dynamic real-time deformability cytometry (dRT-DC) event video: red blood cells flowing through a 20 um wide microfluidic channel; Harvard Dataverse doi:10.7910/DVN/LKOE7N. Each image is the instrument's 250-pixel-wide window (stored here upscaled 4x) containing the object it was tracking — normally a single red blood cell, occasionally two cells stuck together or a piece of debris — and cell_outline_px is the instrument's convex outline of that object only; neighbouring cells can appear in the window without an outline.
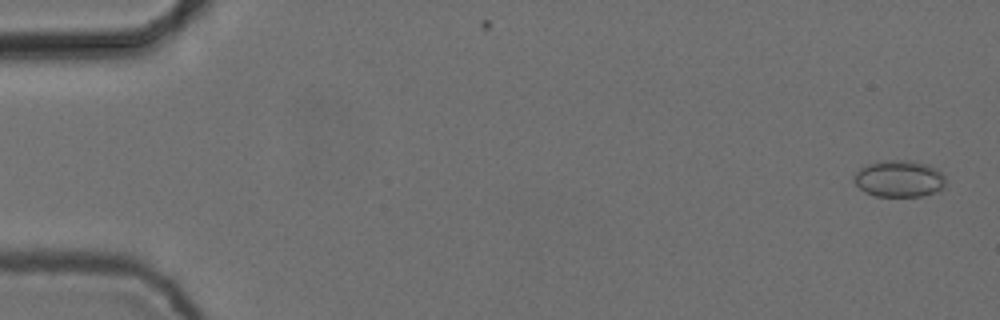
{"species": "common noctule bat (a hibernating species)", "species_latin": "Nyctalus noctula", "temperature_condition": "cold", "stored_images_in_passage": 5, "camera_frame_rate_fps": 3000, "um_per_image_px": 0.085, "animal": {"sex": "female", "body_mass_g": 24.6, "forearm_length_mm": 56.2}, "frame": {"image": 1, "passage_image": 1, "time_ms": 0.0, "image_size_px": [1000, 320], "cell_outline_px": [[944, 188], [940, 192], [920, 196], [876, 196], [864, 192], [852, 180], [856, 172], [860, 168], [868, 164], [880, 160], [912, 160], [928, 164], [936, 168], [944, 176]], "centroid_in_image_um": [76.43, 15.18], "position_along_channel_um": 8.6, "area_um2": 19.88}}
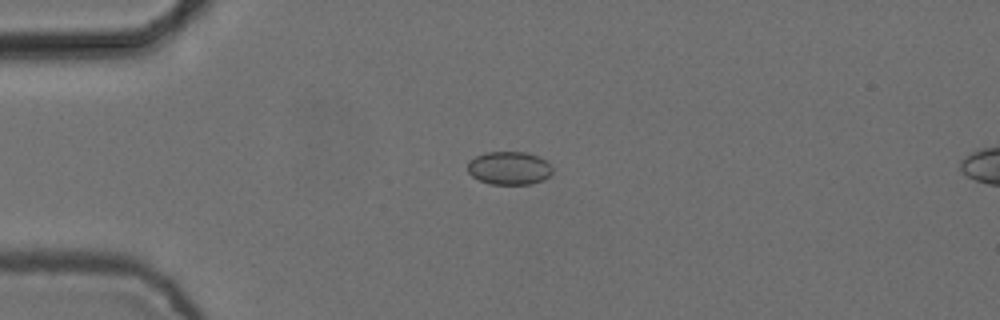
{"frame": {"image": 2, "passage_image": 4, "time_ms": 1.0, "image_size_px": [1000, 320], "cell_outline_px": [[552, 172], [544, 180], [532, 184], [492, 184], [480, 180], [472, 176], [468, 172], [468, 160], [484, 152], [528, 152], [548, 160], [552, 168]], "centroid_in_image_um": [43.3, 14.28], "position_along_channel_um": 41.7, "area_um2": 16.59}}